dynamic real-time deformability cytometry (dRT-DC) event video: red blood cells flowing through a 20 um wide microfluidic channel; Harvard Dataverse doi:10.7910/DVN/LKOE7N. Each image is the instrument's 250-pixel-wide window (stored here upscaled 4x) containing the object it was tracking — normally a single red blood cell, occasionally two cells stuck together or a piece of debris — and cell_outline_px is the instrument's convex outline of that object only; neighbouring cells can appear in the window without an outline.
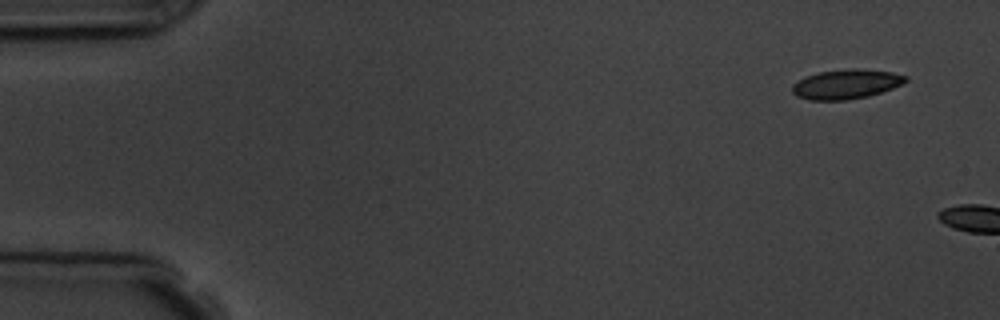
{"species": "common noctule bat (a hibernating species)", "species_latin": "Nyctalus noctula", "temperature_condition": "room temperature", "stored_images_in_passage": 2, "camera_frame_rate_fps": 3000, "um_per_image_px": 0.085, "animal": {"sex": "male", "body_mass_g": 19.5, "forearm_length_mm": 54.6}, "frame": {"image": 1, "passage_image": 1, "time_ms": 0.0, "image_size_px": [1000, 320], "cell_outline_px": [[908, 80], [904, 84], [868, 96], [848, 100], [808, 100], [796, 96], [792, 92], [792, 84], [804, 76], [820, 72], [852, 68], [856, 68], [892, 72], [908, 76]], "centroid_in_image_um": [71.92, 7.15], "position_along_channel_um": 13.1, "area_um2": 19.65}}